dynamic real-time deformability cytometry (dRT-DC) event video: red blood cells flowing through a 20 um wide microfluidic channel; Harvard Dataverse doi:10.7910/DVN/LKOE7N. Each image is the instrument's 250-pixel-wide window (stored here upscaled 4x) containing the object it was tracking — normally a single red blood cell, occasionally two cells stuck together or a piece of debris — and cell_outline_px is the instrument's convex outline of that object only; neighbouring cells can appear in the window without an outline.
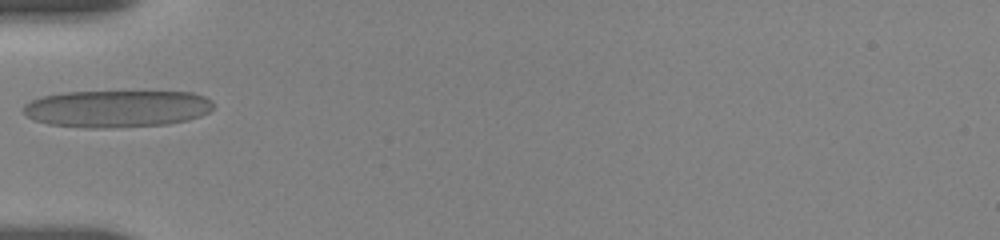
{"species": "human", "species_latin": "Homo sapiens", "temperature_condition": "room temperature", "stored_images_in_passage": 60, "camera_frame_rate_fps": 3000, "um_per_image_px": 0.085, "donor": {"sex": "female"}, "frame": {"image": 1, "passage_image": 1, "time_ms": 0.0, "image_size_px": [1000, 240], "cell_outline_px": [[212, 108], [208, 112], [200, 116], [188, 120], [164, 124], [112, 128], [84, 128], [48, 124], [32, 120], [24, 112], [24, 104], [32, 100], [44, 96], [64, 92], [192, 92], [204, 96], [212, 100]], "centroid_in_image_um": [9.92, 9.24], "position_along_channel_um": 75.1, "area_um2": 41.1}}
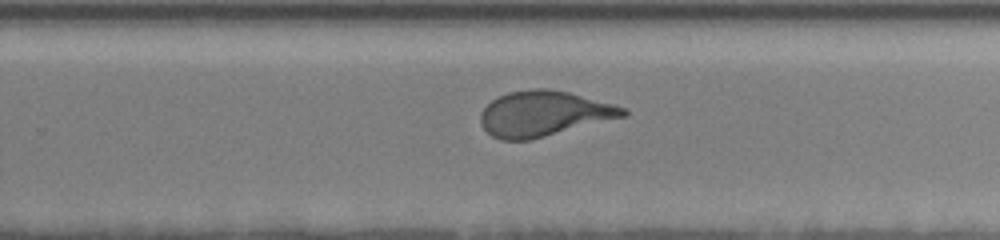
{"frame": {"image": 2, "passage_image": 31, "time_ms": 5.667, "image_size_px": [1000, 240], "cell_outline_px": [[628, 116], [528, 140], [500, 140], [492, 136], [480, 124], [480, 112], [492, 100], [508, 92], [532, 88], [548, 88], [568, 92], [612, 104], [624, 108], [628, 112]], "centroid_in_image_um": [46.2, 9.66], "position_along_channel_um": 283.6, "area_um2": 37.45}}
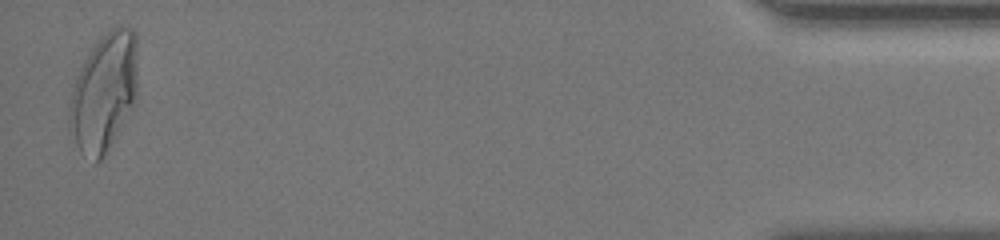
{"frame": {"image": 3, "passage_image": 59, "time_ms": 11.667, "image_size_px": [1000, 240], "cell_outline_px": [[136, 96], [132, 108], [104, 156], [96, 164], [92, 164], [80, 152], [76, 144], [68, 116], [68, 108], [76, 76], [80, 68], [92, 48], [104, 32], [108, 28], [120, 24], [132, 28], [136, 32]], "centroid_in_image_um": [8.84, 7.83], "position_along_channel_um": 426.4, "area_um2": 46.99}, "authors_computed_cell_mechanics": {"area_um2": 38.1769, "velocity_mm_per_s": 3.6623, "shape_relaxation_time_tau1_ms": 5.4643, "shape_relaxation_time_tau2_ms": null, "deformation_change_tau1": 0.2071, "deformation_change_tau2": null}}